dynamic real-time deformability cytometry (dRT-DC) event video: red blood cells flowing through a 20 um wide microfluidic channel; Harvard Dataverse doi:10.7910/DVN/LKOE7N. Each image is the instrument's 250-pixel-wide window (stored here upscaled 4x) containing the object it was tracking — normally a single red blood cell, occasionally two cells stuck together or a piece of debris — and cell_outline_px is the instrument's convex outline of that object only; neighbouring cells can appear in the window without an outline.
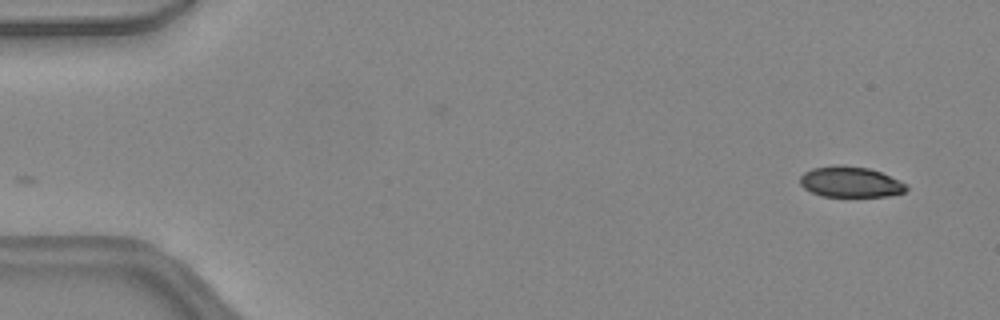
{"species": "common noctule bat (a hibernating species)", "species_latin": "Nyctalus noctula", "temperature_condition": "warm", "stored_images_in_passage": 44, "camera_frame_rate_fps": 3000, "um_per_image_px": 0.085, "animal": {"sex": "female", "body_mass_g": 24.6, "forearm_length_mm": 56.2}, "frame": {"image": 1, "passage_image": 1, "time_ms": 0.0, "image_size_px": [1000, 320], "cell_outline_px": [[908, 188], [904, 192], [888, 196], [820, 196], [804, 188], [800, 184], [800, 176], [804, 172], [812, 168], [840, 164], [868, 168], [880, 172], [900, 180], [908, 184]], "centroid_in_image_um": [72.29, 15.46], "position_along_channel_um": 12.7, "area_um2": 19.07}}
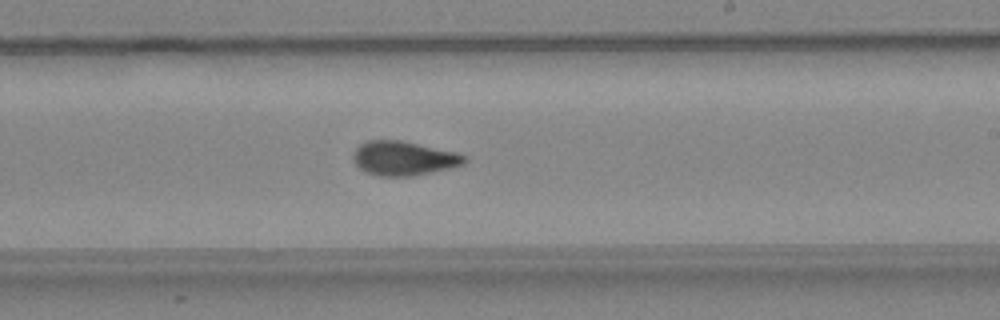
{"frame": {"image": 2, "passage_image": 26, "time_ms": 8.333, "image_size_px": [1000, 320], "cell_outline_px": [[468, 160], [464, 164], [448, 168], [412, 176], [380, 176], [364, 172], [352, 160], [352, 156], [356, 148], [360, 144], [368, 140], [400, 140], [456, 152], [464, 156]], "centroid_in_image_um": [34.27, 13.45], "position_along_channel_um": 254.7, "area_um2": 22.08}}
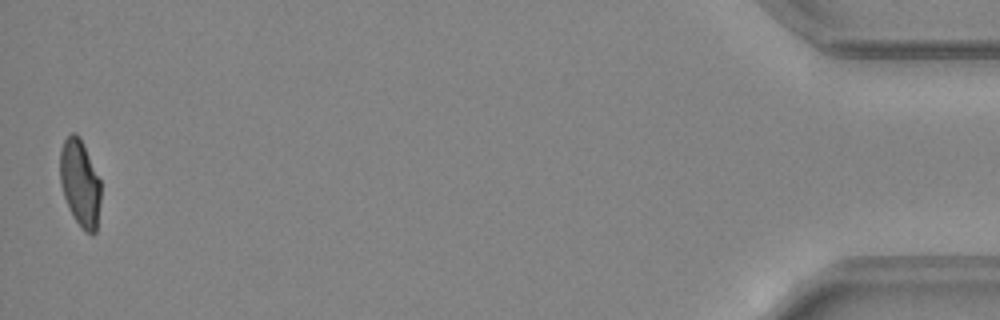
{"frame": {"image": 3, "passage_image": 44, "time_ms": 14.333, "image_size_px": [1000, 320], "cell_outline_px": [[100, 200], [96, 232], [92, 236], [84, 232], [72, 216], [68, 208], [60, 184], [60, 152], [64, 140], [72, 132], [76, 132], [80, 136], [100, 180]], "centroid_in_image_um": [6.79, 15.59], "position_along_channel_um": 428.4, "area_um2": 20.81}, "authors_computed_cell_mechanics": {"area_um2": 21.4438, "velocity_mm_per_s": 4.4715, "shape_relaxation_time_tau1_ms": 6.8421, "shape_relaxation_time_tau2_ms": 1.4387, "deformation_change_tau1": 0.1979, "deformation_change_tau2": 0.0719}}